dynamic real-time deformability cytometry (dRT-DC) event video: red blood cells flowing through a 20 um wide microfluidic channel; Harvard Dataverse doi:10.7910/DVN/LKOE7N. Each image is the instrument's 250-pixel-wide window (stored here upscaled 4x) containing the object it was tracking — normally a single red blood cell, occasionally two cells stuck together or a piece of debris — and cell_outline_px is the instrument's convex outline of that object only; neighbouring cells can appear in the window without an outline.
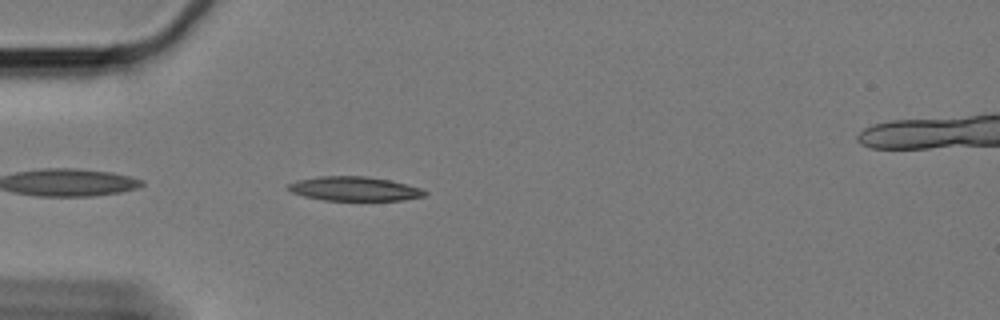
{"species": "Egyptian fruit bat (a non-hibernating species)", "species_latin": "Rousettus aegyptiacus", "temperature_condition": "cold", "stored_images_in_passage": 22, "camera_frame_rate_fps": 3000, "um_per_image_px": 0.085, "animal": {"sex": "female"}, "frame": {"image": 1, "passage_image": 3, "time_ms": 0.667, "image_size_px": [1000, 320], "cell_outline_px": [[428, 196], [404, 200], [324, 200], [304, 196], [292, 192], [288, 188], [288, 184], [296, 180], [320, 176], [368, 176], [388, 180], [420, 188], [428, 192]], "centroid_in_image_um": [30.14, 16.04], "position_along_channel_um": 54.9, "area_um2": 19.19}}
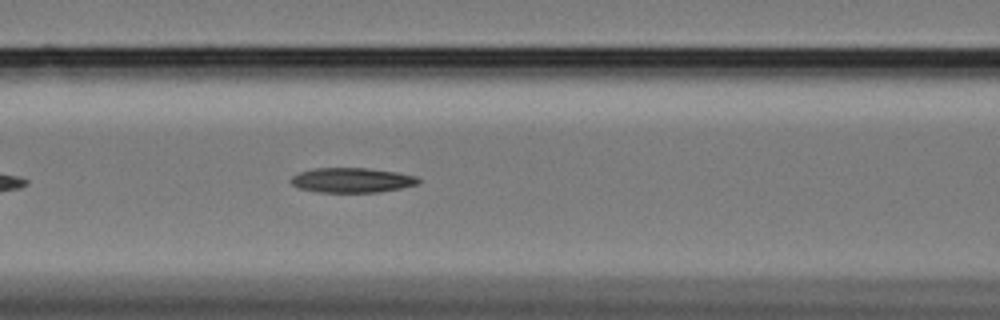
{"frame": {"image": 2, "passage_image": 11, "time_ms": 3.333, "image_size_px": [1000, 320], "cell_outline_px": [[420, 180], [416, 184], [400, 188], [380, 192], [316, 192], [300, 188], [292, 184], [288, 180], [292, 176], [300, 172], [312, 168], [368, 168], [396, 172], [416, 176]], "centroid_in_image_um": [29.87, 15.31], "position_along_channel_um": 136.7, "area_um2": 18.38}}
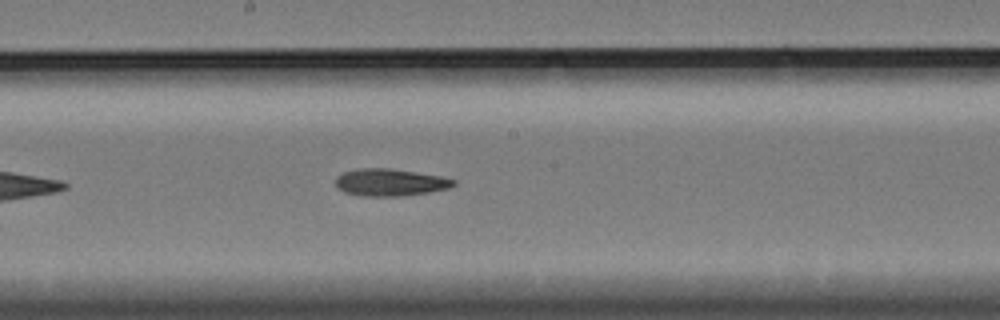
{"frame": {"image": 3, "passage_image": 18, "time_ms": 5.667, "image_size_px": [1000, 320], "cell_outline_px": [[456, 184], [448, 188], [428, 192], [400, 196], [360, 196], [344, 192], [336, 188], [336, 176], [344, 172], [356, 168], [392, 168], [440, 176], [456, 180]], "centroid_in_image_um": [33.12, 15.5], "position_along_channel_um": 215.1, "area_um2": 18.79}}